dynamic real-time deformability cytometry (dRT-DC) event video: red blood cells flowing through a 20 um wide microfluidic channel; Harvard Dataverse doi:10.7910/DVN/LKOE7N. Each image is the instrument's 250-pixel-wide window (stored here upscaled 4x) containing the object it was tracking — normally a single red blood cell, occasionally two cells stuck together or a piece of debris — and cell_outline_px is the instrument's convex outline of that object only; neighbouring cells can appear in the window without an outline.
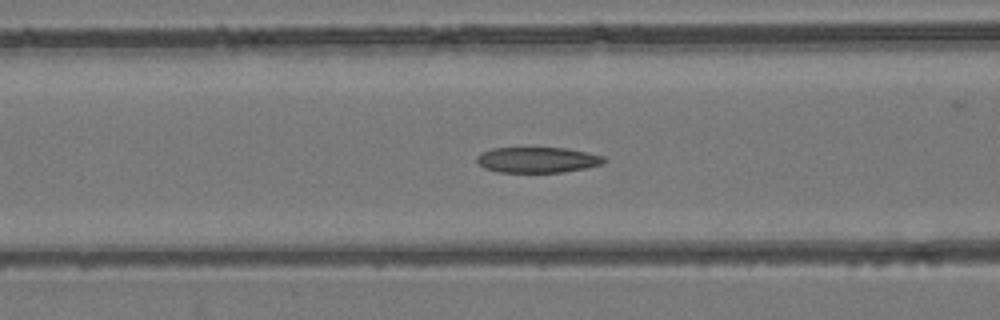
{"species": "common noctule bat (a hibernating species)", "species_latin": "Nyctalus noctula", "temperature_condition": "room temperature", "stored_images_in_passage": 36, "camera_frame_rate_fps": 3000, "um_per_image_px": 0.085, "animal": {"sex": "female", "body_mass_g": 24.6, "forearm_length_mm": 56.2}, "frame": {"image": 1, "passage_image": 11, "time_ms": 3.333, "image_size_px": [1000, 320], "cell_outline_px": [[608, 160], [604, 164], [564, 172], [500, 172], [484, 168], [476, 160], [476, 156], [480, 152], [492, 148], [568, 148], [588, 152], [604, 156]], "centroid_in_image_um": [45.71, 13.58], "position_along_channel_um": 120.9, "area_um2": 19.13}}
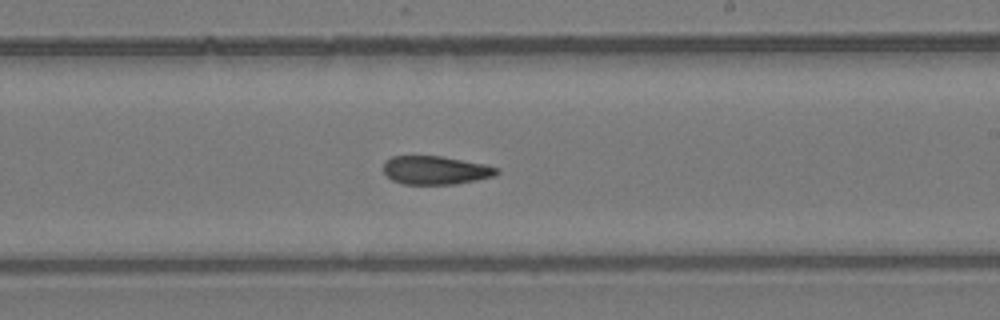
{"frame": {"image": 2, "passage_image": 20, "time_ms": 6.333, "image_size_px": [1000, 320], "cell_outline_px": [[500, 172], [496, 176], [456, 184], [404, 184], [392, 180], [384, 172], [384, 160], [392, 156], [440, 156], [484, 164], [500, 168]], "centroid_in_image_um": [37.04, 14.47], "position_along_channel_um": 252.0, "area_um2": 18.84}}
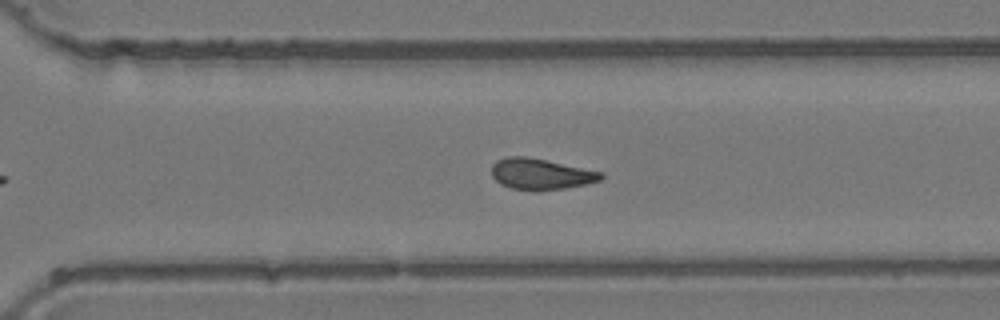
{"frame": {"image": 3, "passage_image": 25, "time_ms": 8.0, "image_size_px": [1000, 320], "cell_outline_px": [[604, 176], [600, 180], [584, 184], [564, 188], [512, 188], [500, 184], [492, 176], [492, 164], [496, 160], [508, 156], [524, 156], [604, 172]], "centroid_in_image_um": [45.95, 14.75], "position_along_channel_um": 324.7, "area_um2": 19.02}}